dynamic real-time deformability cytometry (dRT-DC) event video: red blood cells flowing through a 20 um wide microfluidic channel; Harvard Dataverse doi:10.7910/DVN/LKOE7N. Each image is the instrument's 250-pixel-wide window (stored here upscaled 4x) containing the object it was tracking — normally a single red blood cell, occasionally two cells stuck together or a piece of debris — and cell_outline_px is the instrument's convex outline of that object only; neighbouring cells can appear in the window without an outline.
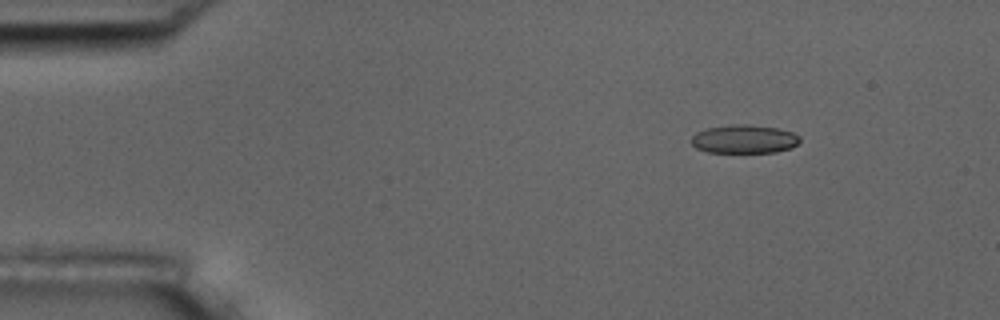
{"species": "common noctule bat (a hibernating species)", "species_latin": "Nyctalus noctula", "temperature_condition": "room temperature", "stored_images_in_passage": 5, "camera_frame_rate_fps": 3000, "um_per_image_px": 0.085, "animal": {"sex": "male", "body_mass_g": 17.5, "forearm_length_mm": 52.3}, "frame": {"image": 1, "passage_image": 1, "time_ms": 0.0, "image_size_px": [1000, 320], "cell_outline_px": [[800, 140], [792, 148], [776, 152], [708, 152], [696, 148], [688, 140], [696, 132], [708, 128], [732, 124], [748, 124], [776, 128], [792, 132], [800, 136]], "centroid_in_image_um": [63.23, 11.82], "position_along_channel_um": 21.8, "area_um2": 18.09}}
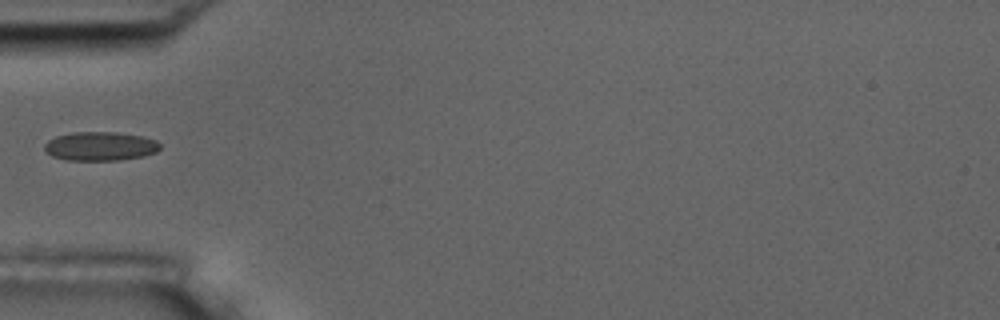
{"frame": {"image": 2, "passage_image": 4, "time_ms": 3.667, "image_size_px": [1000, 320], "cell_outline_px": [[160, 148], [156, 152], [144, 156], [120, 160], [64, 160], [52, 156], [44, 152], [44, 144], [48, 140], [56, 136], [72, 132], [116, 132], [140, 136], [156, 140], [160, 144]], "centroid_in_image_um": [8.49, 12.43], "position_along_channel_um": 76.5, "area_um2": 19.59}}